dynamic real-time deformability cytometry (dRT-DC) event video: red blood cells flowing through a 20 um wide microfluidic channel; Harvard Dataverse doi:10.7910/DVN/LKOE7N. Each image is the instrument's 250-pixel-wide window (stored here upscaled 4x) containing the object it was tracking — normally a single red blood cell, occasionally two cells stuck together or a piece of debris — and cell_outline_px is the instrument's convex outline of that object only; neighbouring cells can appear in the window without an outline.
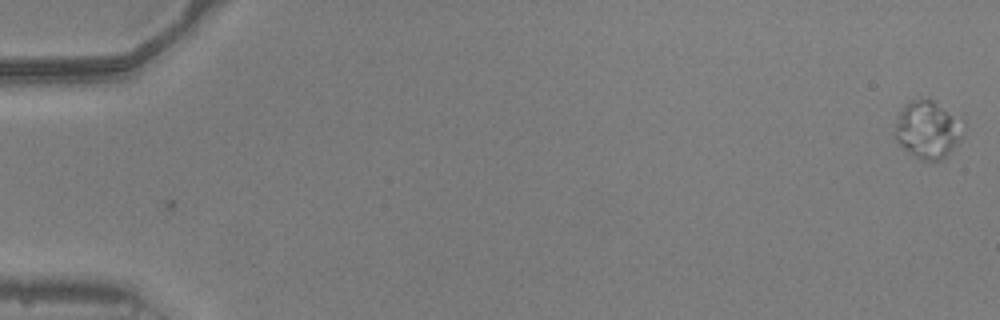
{"species": "common noctule bat (a hibernating species)", "species_latin": "Nyctalus noctula", "temperature_condition": "warm", "stored_images_in_passage": 2, "camera_frame_rate_fps": 3000, "um_per_image_px": 0.085, "animal": {"sex": "male", "body_mass_g": 20.5, "forearm_length_mm": 52.5}, "frame": {"image": 1, "passage_image": 1, "time_ms": 0.0, "image_size_px": [1000, 320], "cell_outline_px": [[960, 136], [948, 152], [940, 160], [924, 160], [908, 152], [896, 140], [892, 132], [900, 108], [908, 100], [928, 96], [948, 116]], "centroid_in_image_um": [78.6, 11.0], "position_along_channel_um": 6.4, "area_um2": 21.27}}